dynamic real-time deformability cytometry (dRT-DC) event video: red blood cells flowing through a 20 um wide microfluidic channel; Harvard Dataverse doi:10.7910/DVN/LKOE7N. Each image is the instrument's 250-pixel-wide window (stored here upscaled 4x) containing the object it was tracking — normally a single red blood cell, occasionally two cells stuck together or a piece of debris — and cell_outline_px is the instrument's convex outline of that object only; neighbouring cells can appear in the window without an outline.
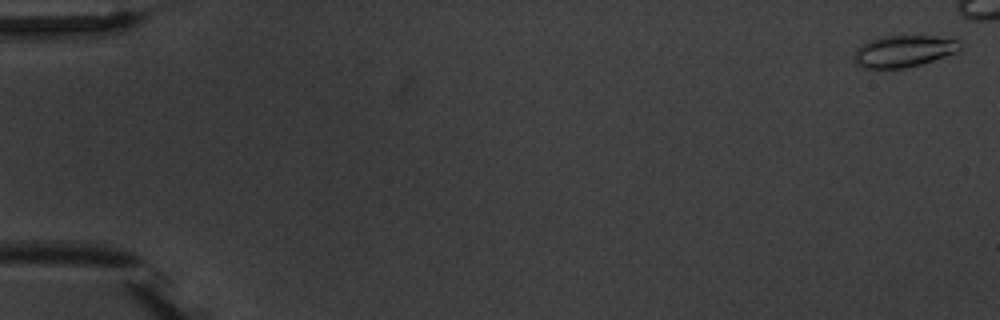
{"species": "common noctule bat (a hibernating species)", "species_latin": "Nyctalus noctula", "temperature_condition": "warm", "stored_images_in_passage": 8, "camera_frame_rate_fps": 3000, "um_per_image_px": 0.085, "animal": {"sex": "male", "body_mass_g": 20.1, "forearm_length_mm": 53.5}, "frame": {"image": 1, "passage_image": 1, "time_ms": 0.0, "image_size_px": [1000, 320], "cell_outline_px": [[968, 44], [964, 48], [956, 52], [920, 64], [904, 68], [864, 68], [856, 64], [852, 60], [852, 52], [856, 48], [868, 40], [884, 36], [932, 36], [960, 40]], "centroid_in_image_um": [76.81, 4.34], "position_along_channel_um": 8.2, "area_um2": 19.94}}